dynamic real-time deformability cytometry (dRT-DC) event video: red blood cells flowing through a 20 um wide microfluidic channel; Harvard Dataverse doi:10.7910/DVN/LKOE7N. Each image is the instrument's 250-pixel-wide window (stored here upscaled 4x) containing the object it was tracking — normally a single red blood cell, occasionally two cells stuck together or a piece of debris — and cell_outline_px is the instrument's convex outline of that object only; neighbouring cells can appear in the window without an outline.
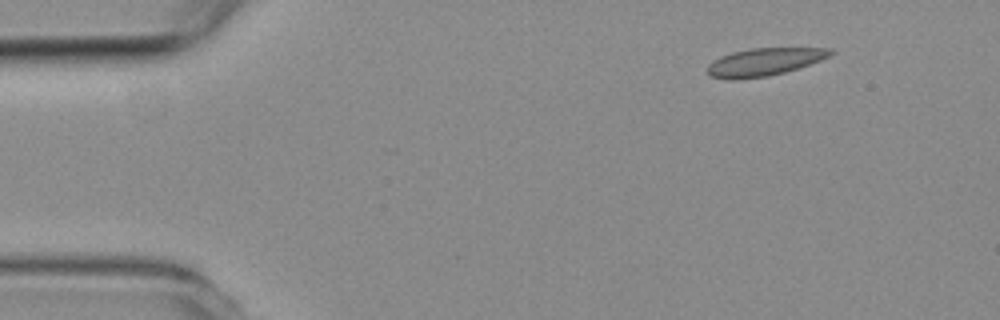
{"species": "common noctule bat (a hibernating species)", "species_latin": "Nyctalus noctula", "temperature_condition": "room temperature", "stored_images_in_passage": 3, "camera_frame_rate_fps": 3000, "um_per_image_px": 0.085, "animal": {"sex": "female", "body_mass_g": 19.3, "forearm_length_mm": 54.1}, "frame": {"image": 1, "passage_image": 1, "time_ms": 0.0, "image_size_px": [1000, 320], "cell_outline_px": [[836, 52], [820, 60], [784, 72], [768, 76], [736, 80], [728, 80], [712, 76], [708, 72], [708, 64], [712, 60], [720, 56], [732, 52], [752, 48], [832, 48]], "centroid_in_image_um": [64.93, 5.26], "position_along_channel_um": 20.1, "area_um2": 19.77}}